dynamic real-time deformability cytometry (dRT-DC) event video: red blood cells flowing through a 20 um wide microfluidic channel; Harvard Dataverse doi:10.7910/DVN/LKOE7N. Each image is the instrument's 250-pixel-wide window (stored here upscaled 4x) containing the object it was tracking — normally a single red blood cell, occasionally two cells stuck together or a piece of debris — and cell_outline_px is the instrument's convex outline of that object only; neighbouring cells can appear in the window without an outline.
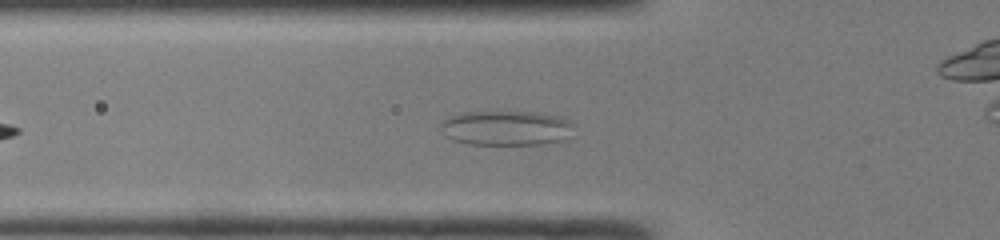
{"species": "common noctule bat (a hibernating species)", "species_latin": "Nyctalus noctula", "temperature_condition": "room temperature", "stored_images_in_passage": 30, "camera_frame_rate_fps": 3000, "um_per_image_px": 0.085, "animal": {"sex": "male", "body_mass_g": 19.0, "forearm_length_mm": 50.8}, "frame": {"image": 1, "passage_image": 7, "time_ms": 2.0, "image_size_px": [1000, 240], "cell_outline_px": [[576, 124], [564, 140], [544, 144], [468, 144], [452, 140], [444, 136], [440, 128], [440, 124], [448, 116], [460, 112], [544, 112], [560, 116]], "centroid_in_image_um": [43.02, 10.87], "position_along_channel_um": 82.8, "area_um2": 27.4}}
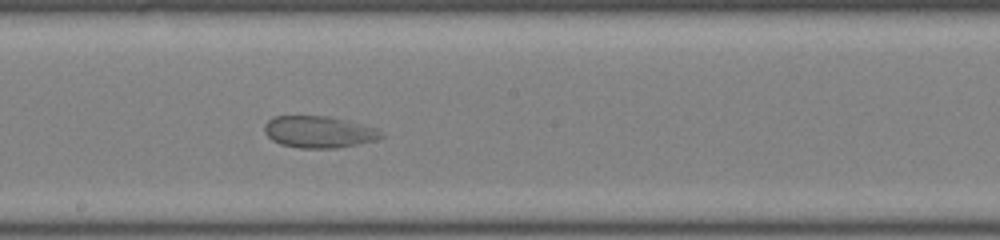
{"frame": {"image": 2, "passage_image": 17, "time_ms": 5.333, "image_size_px": [1000, 240], "cell_outline_px": [[384, 136], [376, 140], [336, 148], [300, 148], [280, 144], [272, 140], [264, 132], [264, 124], [272, 116], [328, 116], [376, 128], [384, 132]], "centroid_in_image_um": [27.08, 11.21], "position_along_channel_um": 221.1, "area_um2": 21.56}}
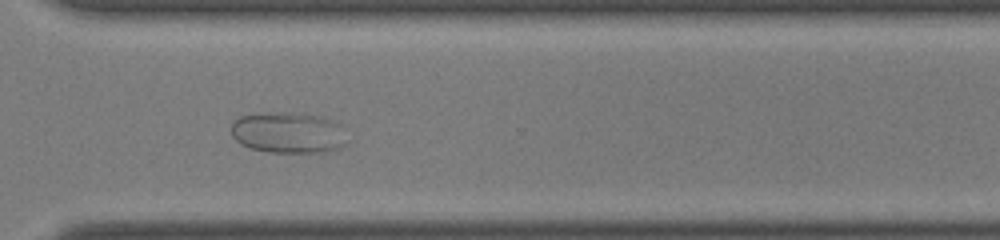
{"frame": {"image": 3, "passage_image": 26, "time_ms": 8.333, "image_size_px": [1000, 240], "cell_outline_px": [[348, 144], [340, 148], [324, 152], [268, 152], [248, 148], [240, 144], [232, 136], [232, 124], [240, 116], [292, 112], [304, 112], [324, 116], [340, 124]], "centroid_in_image_um": [24.55, 11.28], "position_along_channel_um": 346.0, "area_um2": 27.92}}